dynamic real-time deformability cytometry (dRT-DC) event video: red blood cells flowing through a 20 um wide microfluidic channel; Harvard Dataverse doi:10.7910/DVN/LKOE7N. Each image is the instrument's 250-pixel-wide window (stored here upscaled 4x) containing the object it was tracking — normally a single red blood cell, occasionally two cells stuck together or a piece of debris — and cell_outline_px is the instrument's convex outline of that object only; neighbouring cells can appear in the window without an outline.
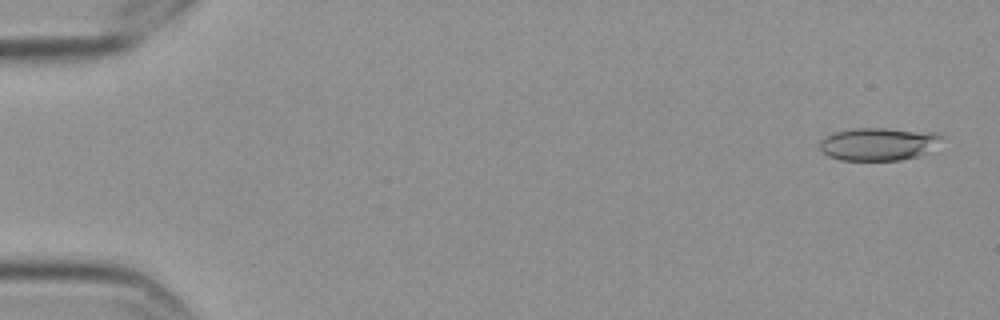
{"species": "Egyptian fruit bat (a non-hibernating species)", "species_latin": "Rousettus aegyptiacus", "temperature_condition": "cold", "stored_images_in_passage": 11, "camera_frame_rate_fps": 3000, "um_per_image_px": 0.085, "frame": {"image": 1, "passage_image": 1, "time_ms": 0.0, "image_size_px": [1000, 320], "cell_outline_px": [[944, 136], [928, 152], [920, 156], [900, 160], [840, 160], [828, 156], [820, 148], [820, 140], [832, 132], [856, 128], [884, 128], [936, 132]], "centroid_in_image_um": [74.66, 12.23], "position_along_channel_um": 10.3, "area_um2": 23.41}}
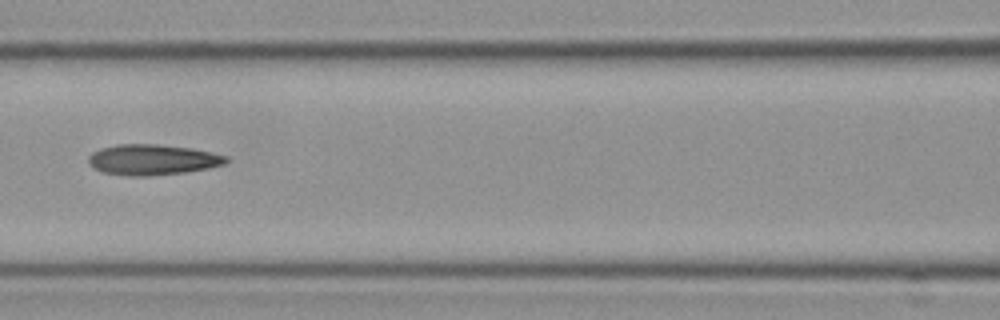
{"frame": {"image": 2, "passage_image": 7, "time_ms": 2.0, "image_size_px": [1000, 320], "cell_outline_px": [[228, 160], [224, 164], [208, 168], [188, 172], [148, 176], [128, 176], [104, 172], [92, 168], [88, 164], [88, 156], [92, 152], [100, 148], [116, 144], [156, 144], [192, 148], [212, 152], [228, 156]], "centroid_in_image_um": [12.94, 13.57], "position_along_channel_um": 153.7, "area_um2": 24.8}}
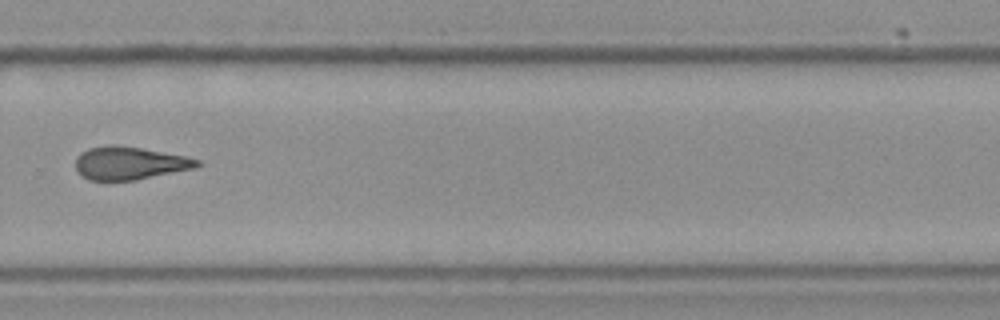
{"frame": {"image": 3, "passage_image": 11, "time_ms": 3.333, "image_size_px": [1000, 320], "cell_outline_px": [[204, 164], [196, 168], [136, 180], [88, 180], [76, 168], [76, 160], [80, 152], [88, 148], [108, 144], [116, 144], [140, 148], [184, 156], [200, 160]], "centroid_in_image_um": [11.04, 13.86], "position_along_channel_um": 318.8, "area_um2": 23.35}}